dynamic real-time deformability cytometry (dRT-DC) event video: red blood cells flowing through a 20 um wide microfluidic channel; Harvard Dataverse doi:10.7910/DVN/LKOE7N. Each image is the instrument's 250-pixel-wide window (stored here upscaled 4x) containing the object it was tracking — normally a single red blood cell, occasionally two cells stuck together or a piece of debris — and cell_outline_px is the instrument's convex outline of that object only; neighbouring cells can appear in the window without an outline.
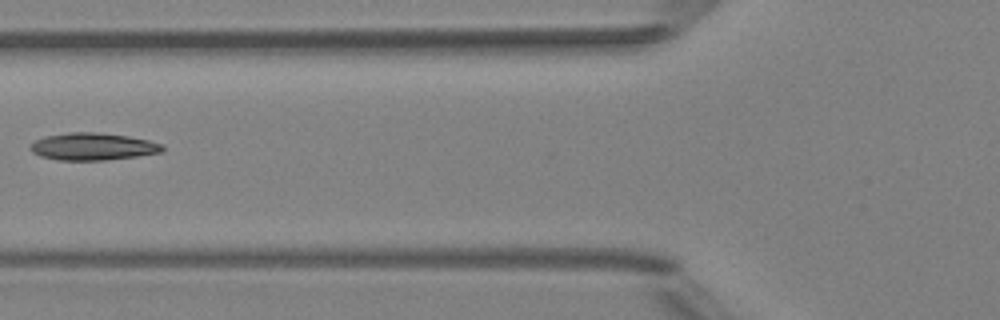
{"species": "Egyptian fruit bat (a non-hibernating species)", "species_latin": "Rousettus aegyptiacus", "temperature_condition": "room temperature", "stored_images_in_passage": 4, "camera_frame_rate_fps": 3000, "um_per_image_px": 0.085, "animal": {"sex": "female"}, "frame": {"image": 1, "passage_image": 3, "time_ms": 2.333, "image_size_px": [1000, 320], "cell_outline_px": [[164, 152], [108, 160], [60, 160], [40, 156], [32, 152], [28, 148], [36, 140], [44, 136], [68, 132], [96, 132], [128, 136], [148, 140], [164, 144]], "centroid_in_image_um": [7.91, 12.45], "position_along_channel_um": 117.9, "area_um2": 21.1}}
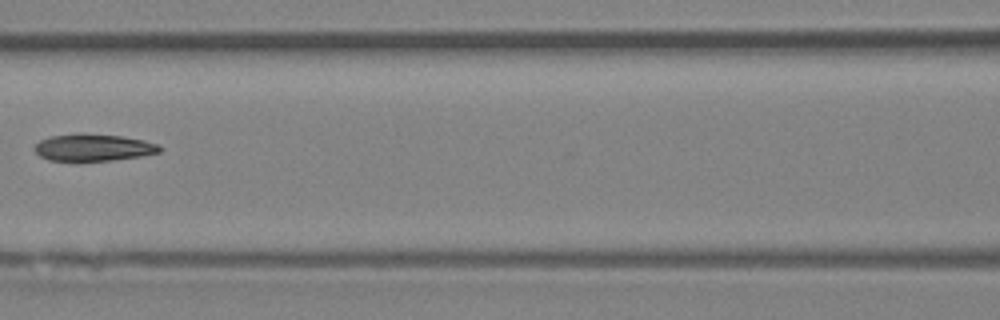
{"frame": {"image": 2, "passage_image": 4, "time_ms": 3.333, "image_size_px": [1000, 320], "cell_outline_px": [[160, 152], [144, 156], [112, 160], [48, 160], [40, 156], [32, 148], [40, 140], [48, 136], [80, 132], [120, 136], [144, 140], [160, 144]], "centroid_in_image_um": [7.92, 12.52], "position_along_channel_um": 158.7, "area_um2": 19.88}}